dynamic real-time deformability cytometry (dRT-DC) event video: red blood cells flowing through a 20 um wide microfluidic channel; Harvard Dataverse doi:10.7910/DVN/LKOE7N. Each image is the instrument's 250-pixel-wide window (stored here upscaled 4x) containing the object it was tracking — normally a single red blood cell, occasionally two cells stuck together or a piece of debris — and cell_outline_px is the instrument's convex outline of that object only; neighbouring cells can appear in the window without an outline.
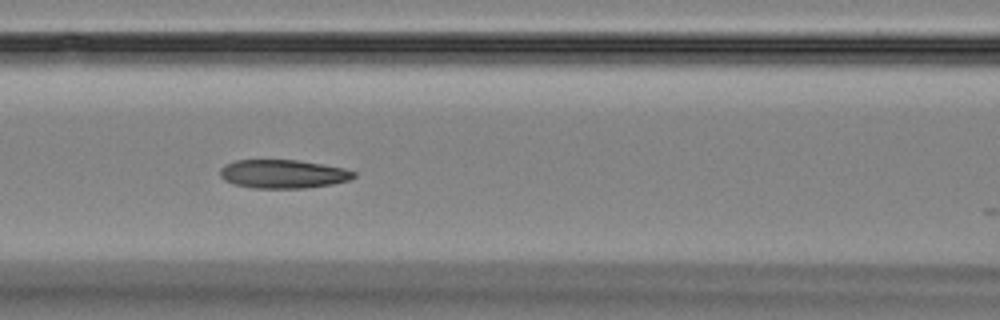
{"species": "Egyptian fruit bat (a non-hibernating species)", "species_latin": "Rousettus aegyptiacus", "temperature_condition": "room temperature", "stored_images_in_passage": 9, "camera_frame_rate_fps": 3000, "um_per_image_px": 0.085, "animal": {"sex": "female"}, "frame": {"image": 1, "passage_image": 8, "time_ms": 9.0, "image_size_px": [1000, 320], "cell_outline_px": [[356, 176], [348, 180], [332, 184], [304, 188], [252, 188], [232, 184], [224, 180], [220, 176], [220, 168], [224, 164], [236, 160], [296, 160], [344, 168], [356, 172]], "centroid_in_image_um": [24.02, 14.79], "position_along_channel_um": 142.6, "area_um2": 22.31}}
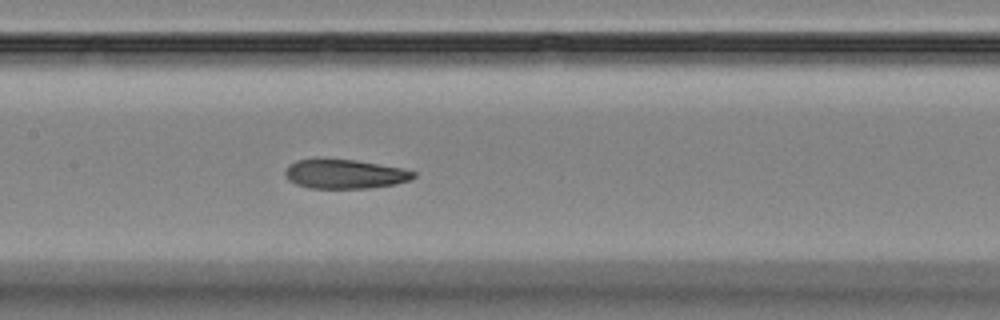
{"frame": {"image": 2, "passage_image": 9, "time_ms": 10.0, "image_size_px": [1000, 320], "cell_outline_px": [[416, 176], [412, 180], [396, 184], [368, 188], [308, 188], [296, 184], [288, 180], [284, 176], [284, 172], [288, 164], [296, 160], [356, 160], [404, 168], [416, 172]], "centroid_in_image_um": [29.33, 14.8], "position_along_channel_um": 178.1, "area_um2": 21.91}}